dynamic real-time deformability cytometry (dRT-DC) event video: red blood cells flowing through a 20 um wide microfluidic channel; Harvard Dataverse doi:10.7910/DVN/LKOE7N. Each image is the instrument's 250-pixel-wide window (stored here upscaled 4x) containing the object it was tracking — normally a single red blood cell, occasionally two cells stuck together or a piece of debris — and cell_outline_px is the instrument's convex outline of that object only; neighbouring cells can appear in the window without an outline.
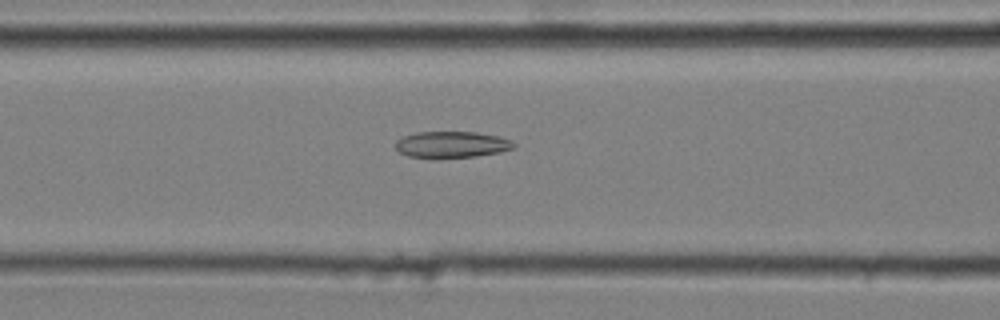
{"species": "common noctule bat (a hibernating species)", "species_latin": "Nyctalus noctula", "temperature_condition": "cold", "stored_images_in_passage": 35, "camera_frame_rate_fps": 3000, "um_per_image_px": 0.085, "animal": {"sex": "male", "body_mass_g": 20.4}, "frame": {"image": 1, "passage_image": 7, "time_ms": 2.0, "image_size_px": [1000, 320], "cell_outline_px": [[516, 144], [512, 148], [500, 152], [476, 156], [432, 160], [408, 156], [400, 152], [396, 148], [396, 140], [404, 136], [416, 132], [476, 132], [496, 136], [512, 140]], "centroid_in_image_um": [38.35, 12.31], "position_along_channel_um": 128.2, "area_um2": 18.55}}
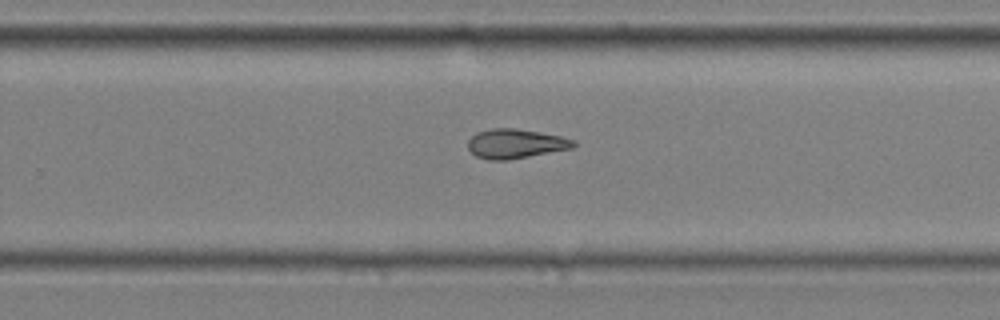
{"frame": {"image": 2, "passage_image": 20, "time_ms": 6.333, "image_size_px": [1000, 320], "cell_outline_px": [[576, 144], [572, 148], [508, 160], [488, 160], [476, 156], [468, 148], [468, 140], [476, 132], [492, 128], [516, 128], [540, 132], [560, 136], [572, 140]], "centroid_in_image_um": [43.78, 12.21], "position_along_channel_um": 286.0, "area_um2": 17.98}}
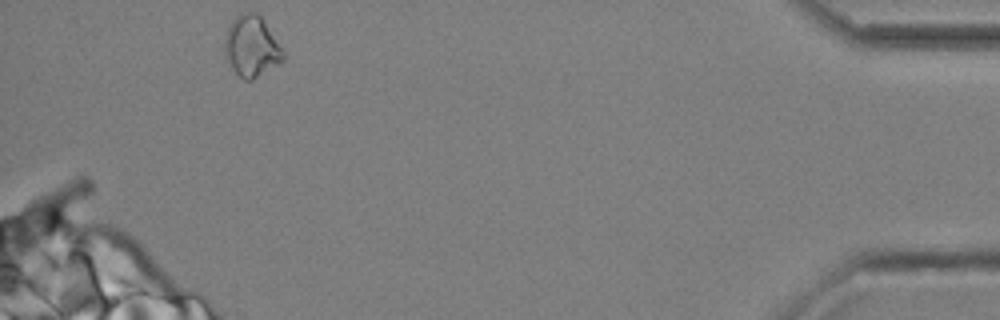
{"frame": {"image": 3, "passage_image": 35, "time_ms": 11.333, "image_size_px": [1000, 320], "cell_outline_px": [[284, 60], [252, 80], [244, 80], [228, 64], [224, 56], [224, 36], [228, 24], [236, 16], [244, 12], [256, 12], [260, 16], [284, 52]], "centroid_in_image_um": [21.33, 3.94], "position_along_channel_um": 413.9, "area_um2": 20.69}, "authors_computed_cell_mechanics": {"area_um2": 18.1492, "velocity_mm_per_s": 3.6505, "shape_relaxation_time_tau1_ms": null, "shape_relaxation_time_tau2_ms": 5.075, "deformation_change_tau1": null, "deformation_change_tau2": 0.136}}